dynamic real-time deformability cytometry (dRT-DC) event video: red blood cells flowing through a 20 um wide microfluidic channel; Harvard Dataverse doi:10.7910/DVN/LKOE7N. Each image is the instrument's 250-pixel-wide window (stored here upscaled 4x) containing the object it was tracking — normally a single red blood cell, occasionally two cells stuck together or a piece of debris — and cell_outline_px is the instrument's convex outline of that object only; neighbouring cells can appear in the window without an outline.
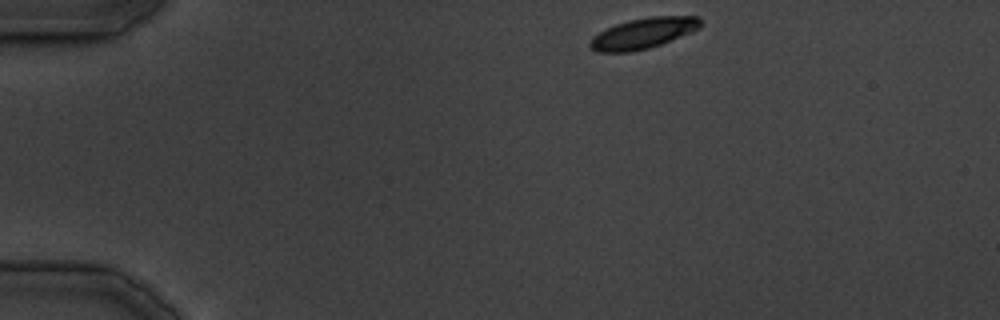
{"species": "common noctule bat (a hibernating species)", "species_latin": "Nyctalus noctula", "temperature_condition": "cold", "stored_images_in_passage": 32, "camera_frame_rate_fps": 3000, "um_per_image_px": 0.085, "animal": {"sex": "male", "body_mass_g": 19.5, "forearm_length_mm": 54.6}, "frame": {"image": 1, "passage_image": 1, "time_ms": 0.0, "image_size_px": [1000, 320], "cell_outline_px": [[700, 28], [692, 32], [660, 44], [648, 48], [628, 52], [596, 52], [588, 44], [592, 36], [604, 28], [628, 20], [652, 16], [700, 16]], "centroid_in_image_um": [54.64, 2.82], "position_along_channel_um": 30.4, "area_um2": 19.77}}
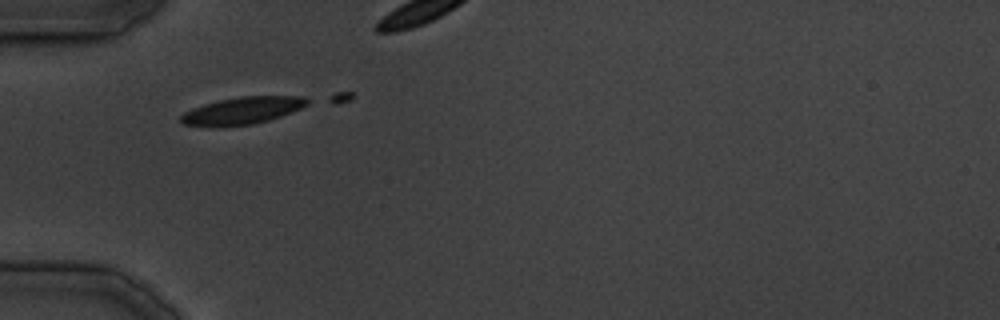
{"frame": {"image": 2, "passage_image": 7, "time_ms": 7.0, "image_size_px": [1000, 320], "cell_outline_px": [[312, 100], [308, 104], [300, 108], [280, 116], [268, 120], [252, 124], [224, 128], [212, 128], [184, 124], [180, 120], [180, 116], [184, 112], [192, 108], [204, 104], [220, 100], [240, 96], [304, 96]], "centroid_in_image_um": [20.57, 9.42], "position_along_channel_um": 64.4, "area_um2": 20.35}}